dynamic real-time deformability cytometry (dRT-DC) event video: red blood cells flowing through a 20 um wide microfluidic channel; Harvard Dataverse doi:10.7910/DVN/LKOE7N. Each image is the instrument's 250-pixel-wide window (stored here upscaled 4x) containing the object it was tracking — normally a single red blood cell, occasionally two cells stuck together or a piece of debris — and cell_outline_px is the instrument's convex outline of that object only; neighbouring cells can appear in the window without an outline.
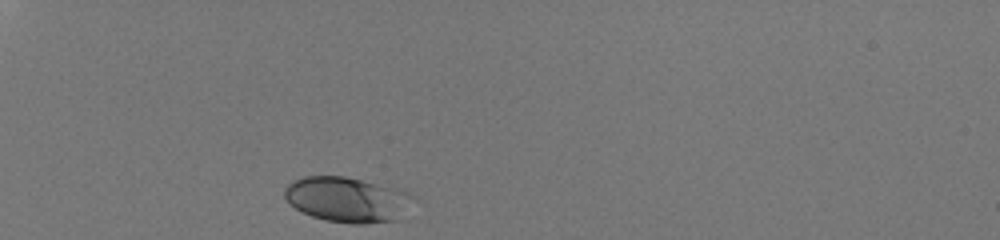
{"species": "human", "species_latin": "Homo sapiens", "temperature_condition": "room temperature", "stored_images_in_passage": 30, "camera_frame_rate_fps": 3000, "um_per_image_px": 0.085, "donor": {"sex": "male"}, "frame": {"image": 1, "passage_image": 1, "time_ms": 0.0, "image_size_px": [1000, 240], "cell_outline_px": [[416, 200], [400, 220], [364, 224], [352, 224], [328, 220], [312, 216], [296, 208], [284, 196], [284, 188], [292, 180], [304, 176], [344, 176], [360, 180], [404, 192], [416, 196]], "centroid_in_image_um": [29.54, 16.98], "position_along_channel_um": 55.5, "area_um2": 33.7}}
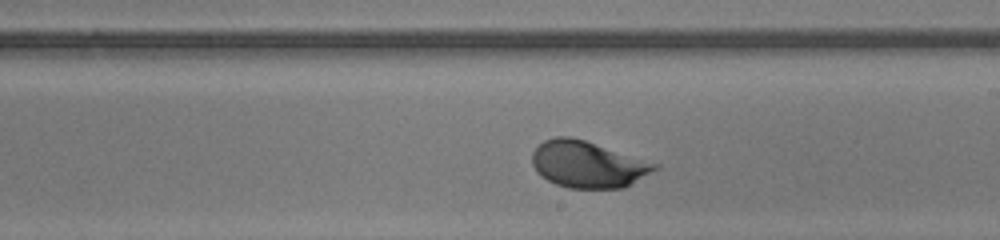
{"frame": {"image": 2, "passage_image": 18, "time_ms": 5.667, "image_size_px": [1000, 240], "cell_outline_px": [[660, 168], [624, 188], [568, 188], [556, 184], [548, 180], [536, 172], [532, 164], [532, 152], [544, 140], [556, 136], [572, 136], [660, 164]], "centroid_in_image_um": [49.97, 13.97], "position_along_channel_um": 239.0, "area_um2": 33.41}}
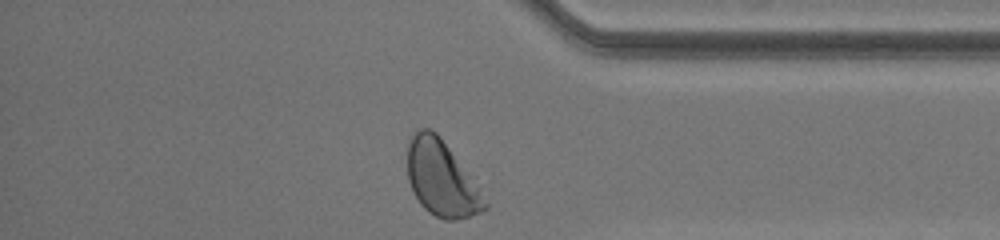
{"frame": {"image": 3, "passage_image": 30, "time_ms": 9.667, "image_size_px": [1000, 240], "cell_outline_px": [[488, 208], [480, 212], [456, 220], [444, 220], [428, 212], [420, 204], [408, 180], [408, 140], [420, 128], [428, 128], [436, 132], [440, 136], [476, 176], [488, 204]], "centroid_in_image_um": [37.6, 15.16], "position_along_channel_um": 397.6, "area_um2": 34.85}, "authors_computed_cell_mechanics": {"area_um2": 32.7726, "velocity_mm_per_s": 4.0618, "shape_relaxation_time_tau1_ms": 2.3668, "shape_relaxation_time_tau2_ms": null, "deformation_change_tau1": 0.1183, "deformation_change_tau2": null}}